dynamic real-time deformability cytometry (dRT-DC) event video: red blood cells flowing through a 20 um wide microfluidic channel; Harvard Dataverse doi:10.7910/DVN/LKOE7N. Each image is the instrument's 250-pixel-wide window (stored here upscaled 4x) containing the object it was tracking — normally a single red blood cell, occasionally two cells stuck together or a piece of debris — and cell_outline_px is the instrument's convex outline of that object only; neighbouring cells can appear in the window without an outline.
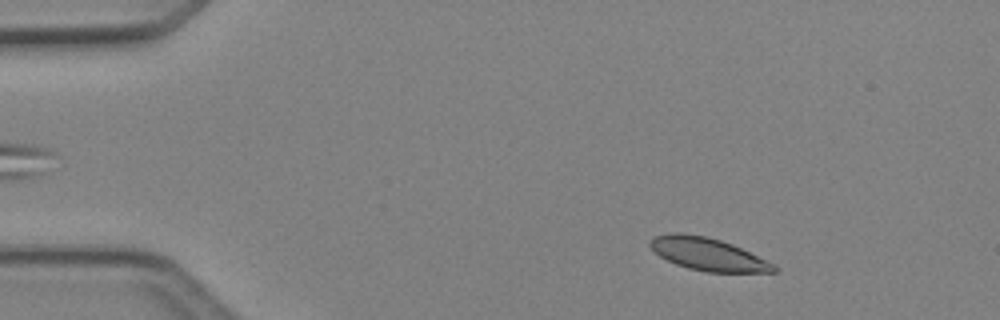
{"species": "Egyptian fruit bat (a non-hibernating species)", "species_latin": "Rousettus aegyptiacus", "temperature_condition": "cold", "stored_images_in_passage": 43, "camera_frame_rate_fps": 3000, "um_per_image_px": 0.085, "animal": {"sex": "female"}, "frame": {"image": 1, "passage_image": 1, "time_ms": 0.0, "image_size_px": [1000, 320], "cell_outline_px": [[780, 268], [776, 272], [704, 272], [688, 268], [676, 264], [660, 256], [648, 244], [648, 240], [652, 236], [672, 232], [708, 236], [732, 244]], "centroid_in_image_um": [60.11, 21.6], "position_along_channel_um": 24.9, "area_um2": 23.35}}
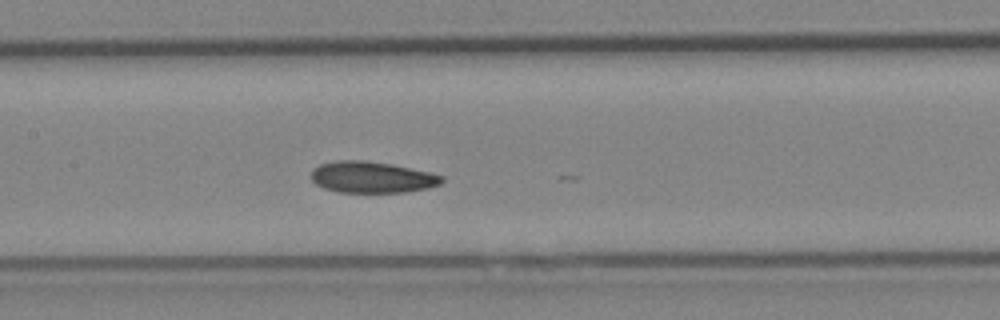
{"frame": {"image": 2, "passage_image": 18, "time_ms": 5.667, "image_size_px": [1000, 320], "cell_outline_px": [[444, 180], [440, 184], [428, 188], [408, 192], [340, 192], [324, 188], [316, 184], [312, 180], [312, 168], [320, 164], [336, 160], [364, 160], [392, 164], [428, 172], [444, 176]], "centroid_in_image_um": [31.61, 15.06], "position_along_channel_um": 175.8, "area_um2": 23.87}}
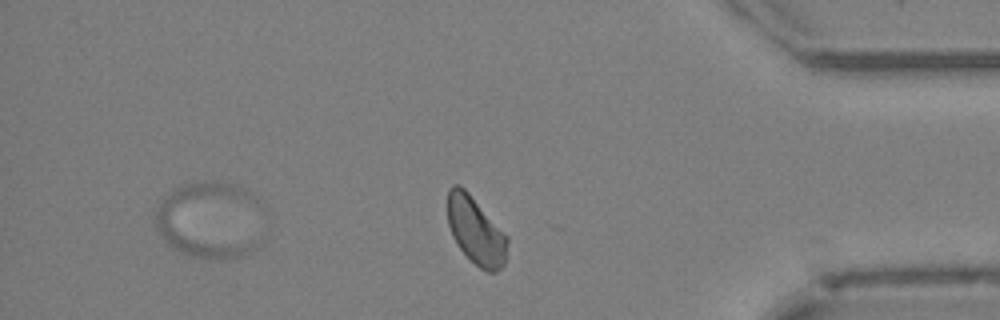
{"frame": {"image": 3, "passage_image": 36, "time_ms": 11.667, "image_size_px": [1000, 320], "cell_outline_px": [[508, 244], [504, 264], [496, 272], [488, 272], [480, 268], [456, 244], [452, 236], [448, 224], [448, 188], [452, 184], [460, 184], [468, 192], [508, 236]], "centroid_in_image_um": [40.44, 19.59], "position_along_channel_um": 394.8, "area_um2": 23.41}, "authors_computed_cell_mechanics": {"area_um2": 23.6402, "velocity_mm_per_s": 4.0688, "shape_relaxation_time_tau1_ms": 3.8603, "shape_relaxation_time_tau2_ms": 10.2276, "deformation_change_tau1": 0.0902, "deformation_change_tau2": 0.131}}